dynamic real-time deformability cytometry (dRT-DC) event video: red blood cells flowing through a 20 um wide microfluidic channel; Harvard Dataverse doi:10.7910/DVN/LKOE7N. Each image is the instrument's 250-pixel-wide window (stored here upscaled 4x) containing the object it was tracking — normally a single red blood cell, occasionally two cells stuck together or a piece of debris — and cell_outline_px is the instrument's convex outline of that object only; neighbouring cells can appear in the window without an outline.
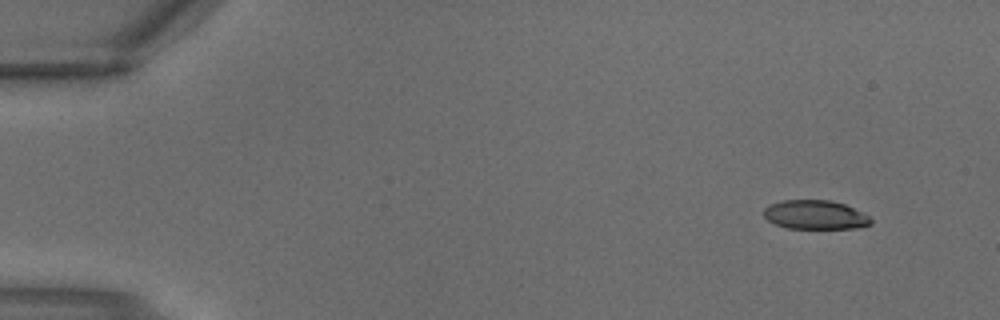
{"species": "common noctule bat (a hibernating species)", "species_latin": "Nyctalus noctula", "temperature_condition": "warm", "stored_images_in_passage": 3, "camera_frame_rate_fps": 3000, "um_per_image_px": 0.085, "animal": {"sex": "male", "body_mass_g": 18.8}, "frame": {"image": 1, "passage_image": 1, "time_ms": 0.0, "image_size_px": [1000, 320], "cell_outline_px": [[872, 224], [860, 228], [788, 228], [776, 224], [768, 220], [764, 216], [764, 208], [772, 204], [784, 200], [832, 200], [844, 204], [868, 216], [872, 220]], "centroid_in_image_um": [69.31, 18.26], "position_along_channel_um": 15.7, "area_um2": 17.92}}